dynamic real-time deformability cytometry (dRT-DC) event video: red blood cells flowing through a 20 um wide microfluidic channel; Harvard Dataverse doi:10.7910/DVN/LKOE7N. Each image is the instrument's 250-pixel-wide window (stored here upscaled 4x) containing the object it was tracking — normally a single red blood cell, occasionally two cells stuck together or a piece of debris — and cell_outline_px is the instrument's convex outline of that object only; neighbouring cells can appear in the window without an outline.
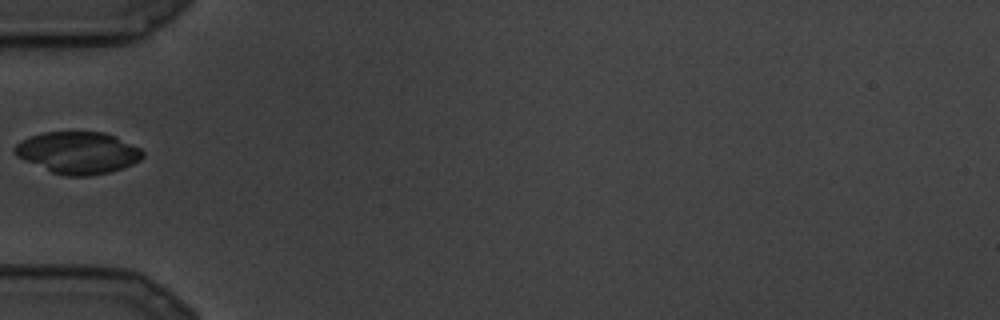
{"species": "common noctule bat (a hibernating species)", "species_latin": "Nyctalus noctula", "temperature_condition": "cold", "stored_images_in_passage": 4, "camera_frame_rate_fps": 3000, "um_per_image_px": 0.085, "animal": {"sex": "male", "body_mass_g": 19.5, "forearm_length_mm": 54.6}, "frame": {"image": 1, "passage_image": 3, "time_ms": 0.667, "image_size_px": [1000, 320], "cell_outline_px": [[144, 156], [140, 160], [124, 168], [108, 172], [88, 176], [64, 176], [52, 172], [24, 160], [16, 156], [12, 152], [12, 148], [16, 144], [32, 136], [44, 132], [104, 132], [116, 136], [140, 148], [144, 152]], "centroid_in_image_um": [6.64, 12.98], "position_along_channel_um": 78.4, "area_um2": 31.27}}